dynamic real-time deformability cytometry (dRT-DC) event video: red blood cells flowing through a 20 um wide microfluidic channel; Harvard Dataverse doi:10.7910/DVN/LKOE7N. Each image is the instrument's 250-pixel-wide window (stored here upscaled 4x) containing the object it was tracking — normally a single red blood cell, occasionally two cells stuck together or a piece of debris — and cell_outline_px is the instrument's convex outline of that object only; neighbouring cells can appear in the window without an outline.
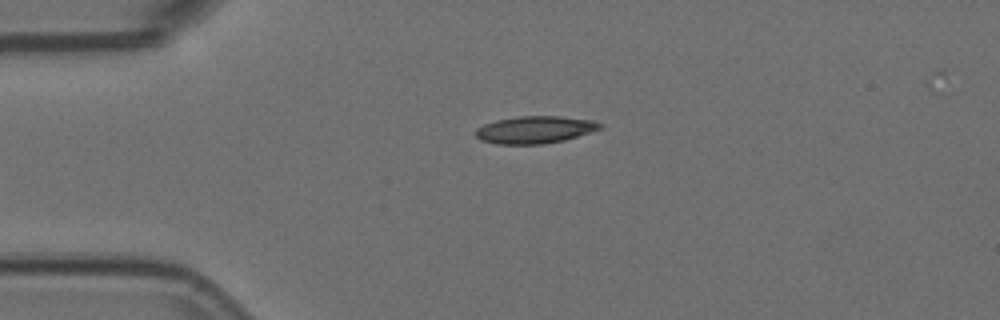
{"species": "Egyptian fruit bat (a non-hibernating species)", "species_latin": "Rousettus aegyptiacus", "temperature_condition": "room temperature", "stored_images_in_passage": 3, "camera_frame_rate_fps": 3000, "um_per_image_px": 0.085, "animal": {"sex": "female"}, "frame": {"image": 1, "passage_image": 1, "time_ms": 0.0, "image_size_px": [1000, 320], "cell_outline_px": [[604, 128], [564, 140], [544, 144], [496, 144], [480, 140], [476, 136], [476, 128], [484, 124], [496, 120], [520, 116], [560, 116], [592, 120], [604, 124]], "centroid_in_image_um": [45.49, 11.02], "position_along_channel_um": 39.5, "area_um2": 19.88}}